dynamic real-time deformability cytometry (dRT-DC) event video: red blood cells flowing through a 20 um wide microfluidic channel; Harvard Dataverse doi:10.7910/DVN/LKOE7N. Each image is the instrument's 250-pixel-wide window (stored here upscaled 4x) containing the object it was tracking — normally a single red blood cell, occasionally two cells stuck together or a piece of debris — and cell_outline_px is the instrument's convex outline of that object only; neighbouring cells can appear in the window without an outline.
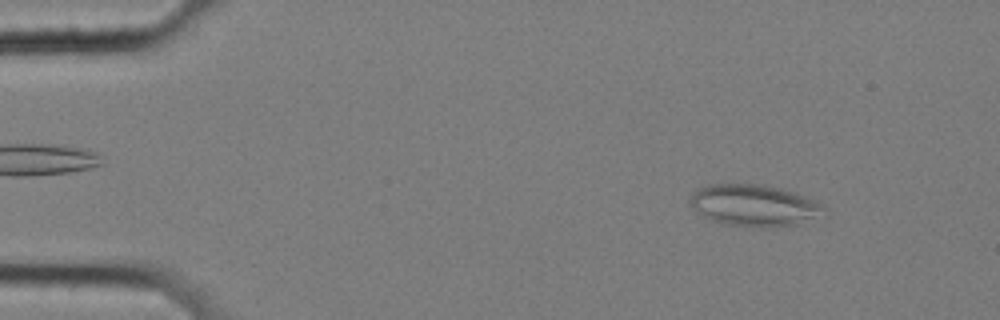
{"species": "common noctule bat (a hibernating species)", "species_latin": "Nyctalus noctula", "temperature_condition": "cold", "stored_images_in_passage": 53, "camera_frame_rate_fps": 3000, "um_per_image_px": 0.085, "animal": {"sex": "female", "body_mass_g": 25.1}, "frame": {"image": 1, "passage_image": 3, "time_ms": 0.667, "image_size_px": [1000, 320], "cell_outline_px": [[828, 212], [800, 224], [768, 228], [752, 228], [724, 224], [712, 220], [696, 212], [688, 204], [688, 200], [692, 192], [696, 188], [708, 184], [764, 184], [796, 192], [820, 204]], "centroid_in_image_um": [64.05, 17.47], "position_along_channel_um": 20.9, "area_um2": 33.12}}
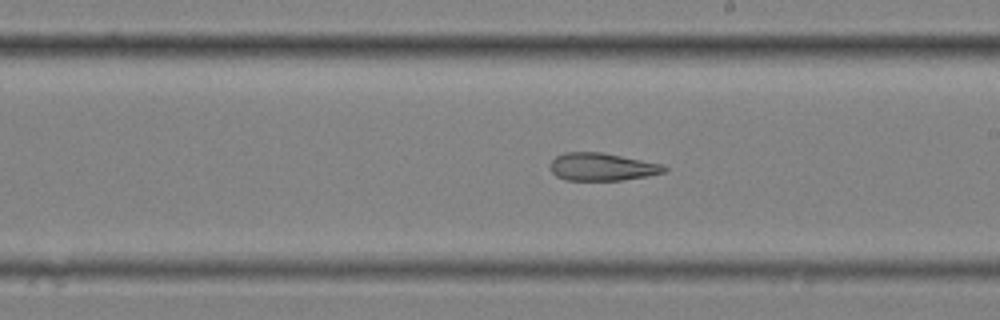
{"frame": {"image": 2, "passage_image": 29, "time_ms": 9.333, "image_size_px": [1000, 320], "cell_outline_px": [[668, 168], [664, 172], [648, 176], [620, 180], [564, 180], [556, 176], [552, 172], [552, 160], [556, 156], [564, 152], [600, 152], [664, 164]], "centroid_in_image_um": [51.19, 14.18], "position_along_channel_um": 237.8, "area_um2": 18.32}}
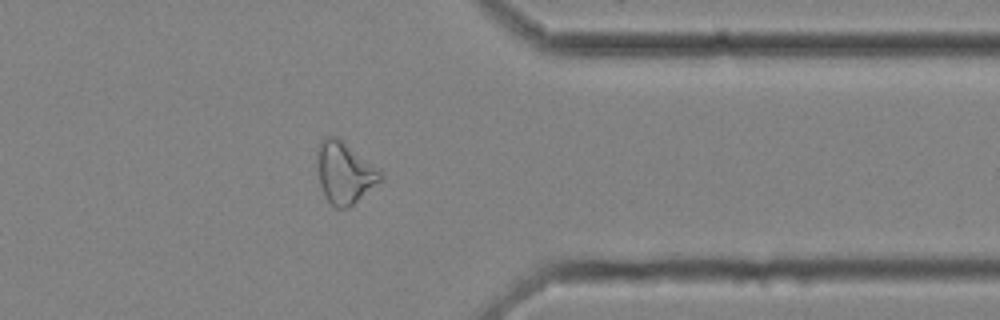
{"frame": {"image": 3, "passage_image": 42, "time_ms": 13.667, "image_size_px": [1000, 320], "cell_outline_px": [[384, 176], [380, 180], [348, 208], [336, 208], [328, 200], [320, 184], [316, 164], [316, 152], [320, 140], [328, 136], [336, 136], [380, 168], [384, 172]], "centroid_in_image_um": [29.28, 14.64], "position_along_channel_um": 382.1, "area_um2": 22.66}, "authors_computed_cell_mechanics": {"area_um2": 23.3512, "velocity_mm_per_s": 3.5198, "shape_relaxation_time_tau1_ms": null, "shape_relaxation_time_tau2_ms": 4.7519, "deformation_change_tau1": null, "deformation_change_tau2": 0.1587}}